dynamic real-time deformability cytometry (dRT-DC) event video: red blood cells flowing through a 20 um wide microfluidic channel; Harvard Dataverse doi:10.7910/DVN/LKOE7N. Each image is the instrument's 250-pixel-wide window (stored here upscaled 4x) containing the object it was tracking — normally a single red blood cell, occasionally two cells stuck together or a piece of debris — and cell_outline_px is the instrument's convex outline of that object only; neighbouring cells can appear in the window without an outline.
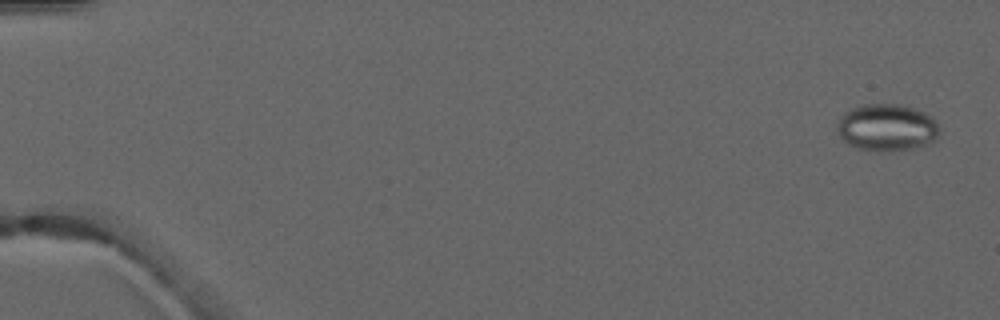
{"species": "common noctule bat (a hibernating species)", "species_latin": "Nyctalus noctula", "temperature_condition": "warm", "stored_images_in_passage": 5, "camera_frame_rate_fps": 3000, "um_per_image_px": 0.085, "animal": {"sex": "male", "forearm_length_mm": 52.5}, "frame": {"image": 1, "passage_image": 1, "time_ms": 0.0, "image_size_px": [1000, 320], "cell_outline_px": [[940, 132], [928, 144], [916, 148], [888, 152], [880, 152], [856, 148], [848, 144], [840, 136], [836, 128], [840, 116], [844, 112], [852, 108], [864, 104], [900, 104], [916, 108], [924, 112], [936, 120]], "centroid_in_image_um": [75.37, 10.84], "position_along_channel_um": 9.6, "area_um2": 28.38}}